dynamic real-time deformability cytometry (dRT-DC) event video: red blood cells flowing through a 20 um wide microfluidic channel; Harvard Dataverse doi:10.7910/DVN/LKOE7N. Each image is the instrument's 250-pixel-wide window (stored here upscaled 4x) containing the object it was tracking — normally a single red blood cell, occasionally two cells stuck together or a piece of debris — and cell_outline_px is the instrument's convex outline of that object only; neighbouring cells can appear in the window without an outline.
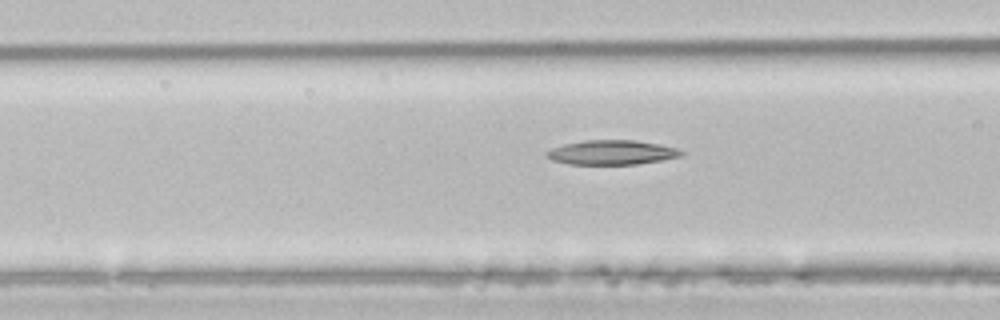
{"species": "common noctule bat (a hibernating species)", "species_latin": "Nyctalus noctula", "temperature_condition": "room temperature", "stored_images_in_passage": 15, "camera_frame_rate_fps": 3000, "um_per_image_px": 0.085, "animal": {"sex": "male", "body_mass_g": 21.5, "forearm_length_mm": 52.0}, "frame": {"image": 1, "passage_image": 7, "time_ms": 2.0, "image_size_px": [1000, 320], "cell_outline_px": [[684, 152], [680, 156], [660, 160], [636, 164], [572, 164], [552, 160], [544, 152], [552, 148], [564, 144], [588, 140], [636, 140], [660, 144], [676, 148]], "centroid_in_image_um": [52.0, 12.95], "position_along_channel_um": 114.6, "area_um2": 18.96}}
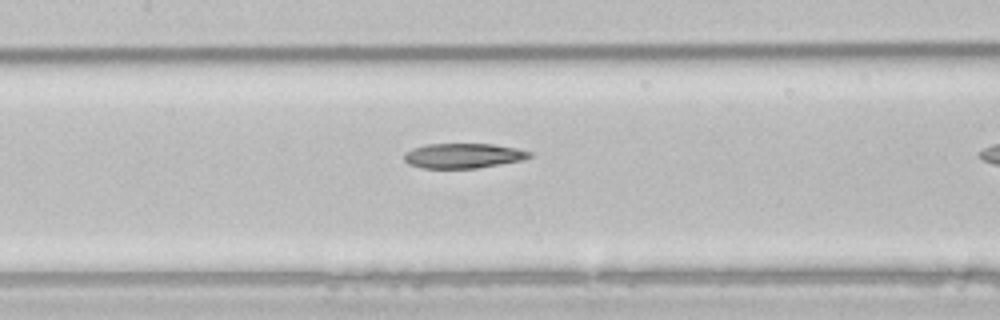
{"frame": {"image": 2, "passage_image": 11, "time_ms": 3.333, "image_size_px": [1000, 320], "cell_outline_px": [[532, 156], [520, 160], [500, 164], [476, 168], [424, 168], [408, 164], [404, 160], [404, 152], [412, 148], [428, 144], [492, 144], [516, 148], [532, 152]], "centroid_in_image_um": [39.34, 13.23], "position_along_channel_um": 168.1, "area_um2": 18.09}}